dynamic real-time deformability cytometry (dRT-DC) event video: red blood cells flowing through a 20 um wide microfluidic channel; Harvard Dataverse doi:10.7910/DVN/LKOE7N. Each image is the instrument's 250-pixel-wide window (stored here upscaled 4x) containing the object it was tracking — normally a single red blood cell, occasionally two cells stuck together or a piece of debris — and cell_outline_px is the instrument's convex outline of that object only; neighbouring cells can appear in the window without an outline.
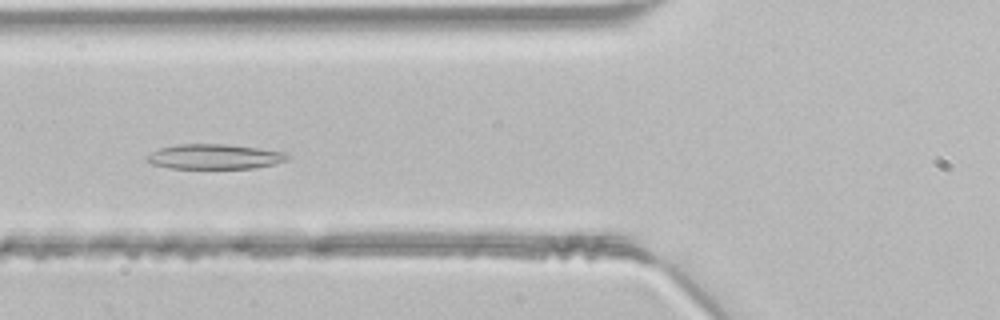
{"species": "common noctule bat (a hibernating species)", "species_latin": "Nyctalus noctula", "temperature_condition": "room temperature", "stored_images_in_passage": 36, "camera_frame_rate_fps": 3000, "um_per_image_px": 0.085, "animal": {"sex": "male", "body_mass_g": 21.5, "forearm_length_mm": 52.0}, "frame": {"image": 1, "passage_image": 6, "time_ms": 1.667, "image_size_px": [1000, 320], "cell_outline_px": [[292, 156], [288, 160], [272, 164], [252, 168], [168, 168], [152, 164], [144, 160], [144, 156], [160, 148], [176, 144], [224, 144], [260, 148], [288, 152]], "centroid_in_image_um": [18.24, 13.31], "position_along_channel_um": 107.6, "area_um2": 20.63}}
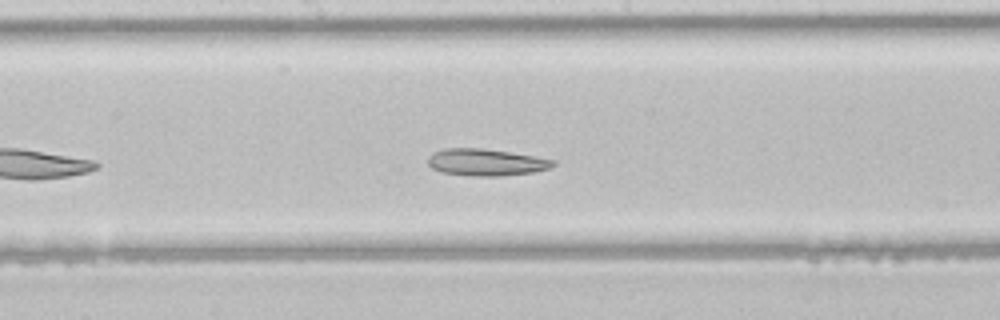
{"frame": {"image": 2, "passage_image": 13, "time_ms": 4.0, "image_size_px": [1000, 320], "cell_outline_px": [[556, 164], [548, 168], [532, 172], [504, 176], [472, 176], [440, 172], [432, 168], [428, 164], [428, 156], [432, 152], [444, 148], [480, 148], [536, 156], [556, 160]], "centroid_in_image_um": [41.29, 13.79], "position_along_channel_um": 206.9, "area_um2": 19.71}}
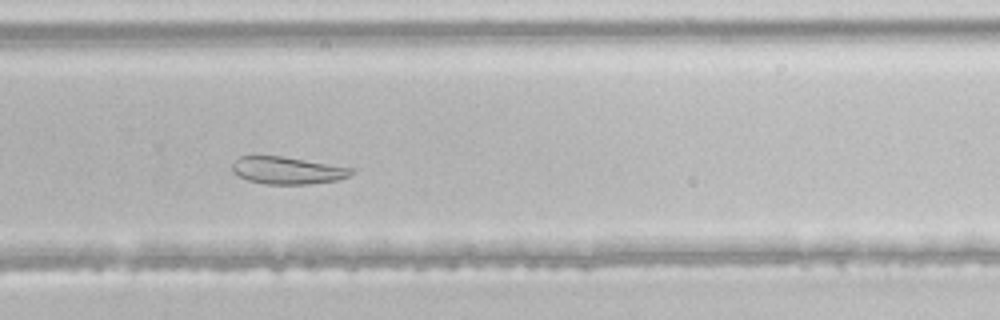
{"frame": {"image": 3, "passage_image": 20, "time_ms": 6.333, "image_size_px": [1000, 320], "cell_outline_px": [[352, 172], [348, 176], [336, 180], [308, 184], [264, 184], [248, 180], [232, 172], [232, 164], [240, 156], [252, 152], [256, 152], [352, 168]], "centroid_in_image_um": [24.29, 14.44], "position_along_channel_um": 305.5, "area_um2": 19.19}}